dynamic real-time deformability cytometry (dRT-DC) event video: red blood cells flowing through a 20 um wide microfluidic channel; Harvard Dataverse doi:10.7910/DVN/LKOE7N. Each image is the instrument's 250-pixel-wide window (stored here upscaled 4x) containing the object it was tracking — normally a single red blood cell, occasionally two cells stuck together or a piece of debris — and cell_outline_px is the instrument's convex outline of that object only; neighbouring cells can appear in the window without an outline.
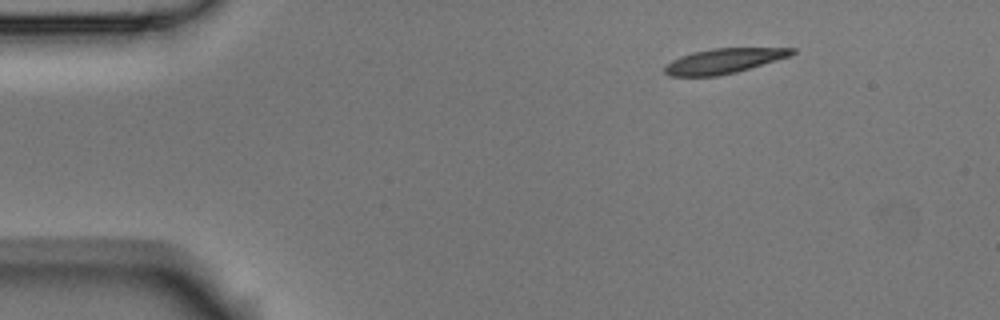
{"species": "Egyptian fruit bat (a non-hibernating species)", "species_latin": "Rousettus aegyptiacus", "temperature_condition": "room temperature", "stored_images_in_passage": 5, "camera_frame_rate_fps": 3000, "um_per_image_px": 0.085, "animal": {"sex": "male"}, "frame": {"image": 1, "passage_image": 1, "time_ms": 0.0, "image_size_px": [1000, 320], "cell_outline_px": [[796, 52], [792, 56], [736, 72], [716, 76], [668, 76], [664, 72], [664, 68], [672, 60], [680, 56], [692, 52], [712, 48], [796, 48]], "centroid_in_image_um": [61.54, 5.17], "position_along_channel_um": 23.5, "area_um2": 18.55}}
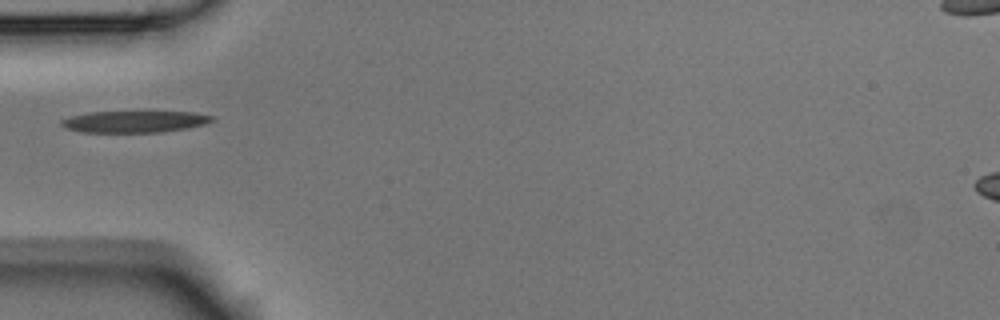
{"frame": {"image": 2, "passage_image": 4, "time_ms": 1.0, "image_size_px": [1000, 320], "cell_outline_px": [[216, 120], [204, 124], [188, 128], [160, 132], [84, 132], [64, 128], [60, 124], [60, 120], [72, 116], [88, 112], [196, 112], [212, 116]], "centroid_in_image_um": [11.44, 10.34], "position_along_channel_um": 73.6, "area_um2": 18.96}}
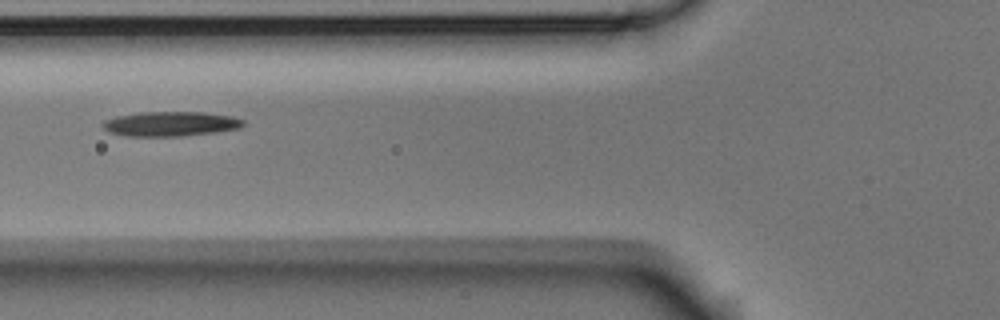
{"frame": {"image": 3, "passage_image": 5, "time_ms": 1.333, "image_size_px": [1000, 320], "cell_outline_px": [[244, 124], [240, 128], [216, 132], [184, 136], [128, 136], [112, 132], [104, 128], [100, 124], [104, 120], [116, 116], [136, 112], [204, 112], [232, 116], [244, 120]], "centroid_in_image_um": [14.5, 10.52], "position_along_channel_um": 111.3, "area_um2": 20.29}}